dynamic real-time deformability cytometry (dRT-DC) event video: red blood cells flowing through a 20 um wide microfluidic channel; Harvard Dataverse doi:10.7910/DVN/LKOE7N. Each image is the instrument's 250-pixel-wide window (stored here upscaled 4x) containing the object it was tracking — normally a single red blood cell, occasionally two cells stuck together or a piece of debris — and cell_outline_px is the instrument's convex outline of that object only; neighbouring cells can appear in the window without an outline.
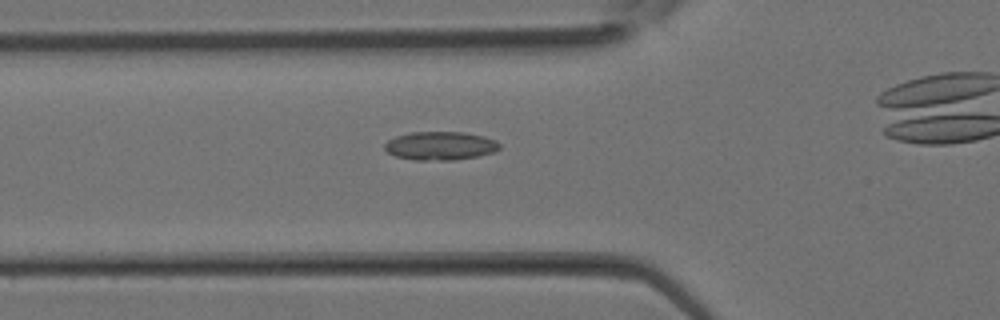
{"species": "Egyptian fruit bat (a non-hibernating species)", "species_latin": "Rousettus aegyptiacus", "temperature_condition": "room temperature", "stored_images_in_passage": 21, "camera_frame_rate_fps": 3000, "um_per_image_px": 0.085, "animal": {"sex": "female"}, "frame": {"image": 1, "passage_image": 5, "time_ms": 1.333, "image_size_px": [1000, 320], "cell_outline_px": [[500, 148], [492, 152], [480, 156], [452, 160], [416, 160], [396, 156], [388, 152], [384, 148], [384, 144], [388, 140], [396, 136], [412, 132], [464, 132], [484, 136], [496, 140], [500, 144]], "centroid_in_image_um": [37.44, 12.39], "position_along_channel_um": 88.4, "area_um2": 19.07}}
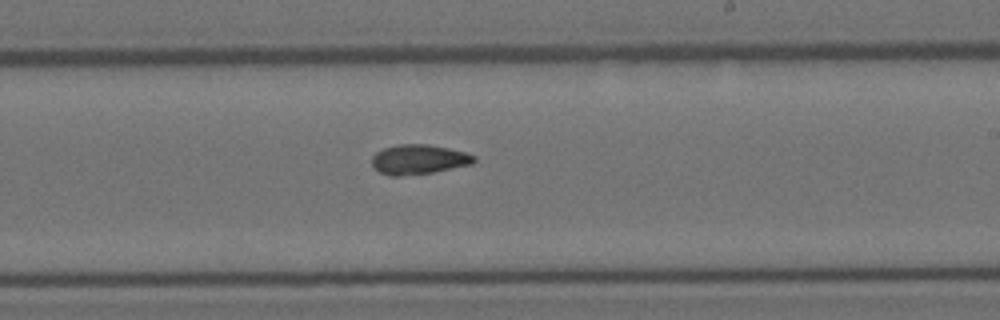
{"frame": {"image": 2, "passage_image": 13, "time_ms": 4.0, "image_size_px": [1000, 320], "cell_outline_px": [[476, 160], [472, 164], [432, 172], [400, 176], [388, 176], [380, 172], [372, 164], [372, 156], [376, 152], [384, 148], [400, 144], [428, 144], [448, 148], [464, 152], [476, 156]], "centroid_in_image_um": [35.58, 13.55], "position_along_channel_um": 253.4, "area_um2": 17.57}}
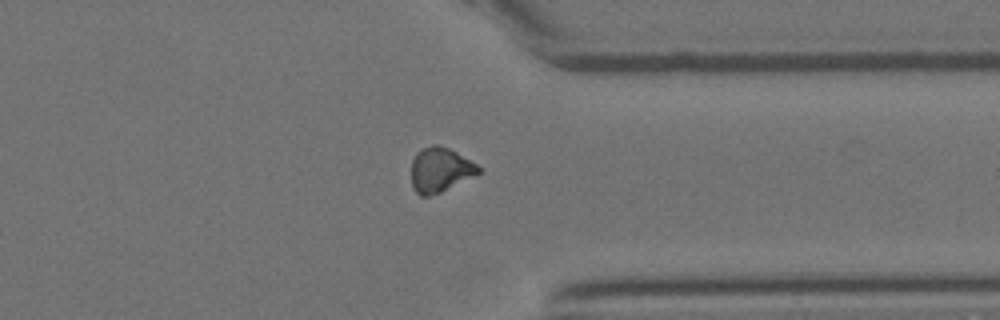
{"frame": {"image": 3, "passage_image": 19, "time_ms": 6.0, "image_size_px": [1000, 320], "cell_outline_px": [[480, 172], [440, 192], [428, 196], [420, 196], [416, 192], [412, 184], [412, 160], [416, 152], [432, 144], [436, 144], [448, 148], [456, 152], [476, 164], [480, 168]], "centroid_in_image_um": [37.37, 14.42], "position_along_channel_um": 374.0, "area_um2": 17.05}}